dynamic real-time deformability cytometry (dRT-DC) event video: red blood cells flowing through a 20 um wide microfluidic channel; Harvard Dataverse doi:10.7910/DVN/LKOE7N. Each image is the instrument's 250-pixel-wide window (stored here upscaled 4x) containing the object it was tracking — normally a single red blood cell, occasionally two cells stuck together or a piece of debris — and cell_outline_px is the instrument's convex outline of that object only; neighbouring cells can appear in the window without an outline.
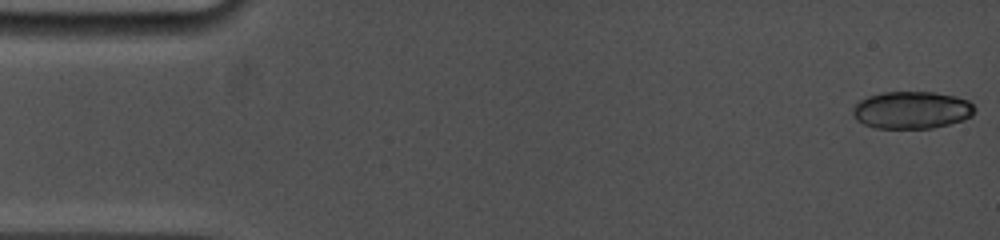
{"species": "common noctule bat (a hibernating species)", "species_latin": "Nyctalus noctula", "temperature_condition": "cold", "stored_images_in_passage": 16, "camera_frame_rate_fps": 5000, "um_per_image_px": 0.085, "animal": {"sex": "female", "body_mass_g": 19.0, "forearm_length_mm": 53.3}, "frame": {"image": 1, "passage_image": 1, "time_ms": 0.0, "image_size_px": [1000, 240], "cell_outline_px": [[976, 112], [972, 116], [964, 120], [932, 128], [876, 128], [864, 124], [856, 120], [852, 112], [852, 108], [860, 100], [868, 96], [884, 92], [936, 92], [956, 96], [968, 100], [976, 108]], "centroid_in_image_um": [77.52, 9.35], "position_along_channel_um": 7.5, "area_um2": 26.7}}